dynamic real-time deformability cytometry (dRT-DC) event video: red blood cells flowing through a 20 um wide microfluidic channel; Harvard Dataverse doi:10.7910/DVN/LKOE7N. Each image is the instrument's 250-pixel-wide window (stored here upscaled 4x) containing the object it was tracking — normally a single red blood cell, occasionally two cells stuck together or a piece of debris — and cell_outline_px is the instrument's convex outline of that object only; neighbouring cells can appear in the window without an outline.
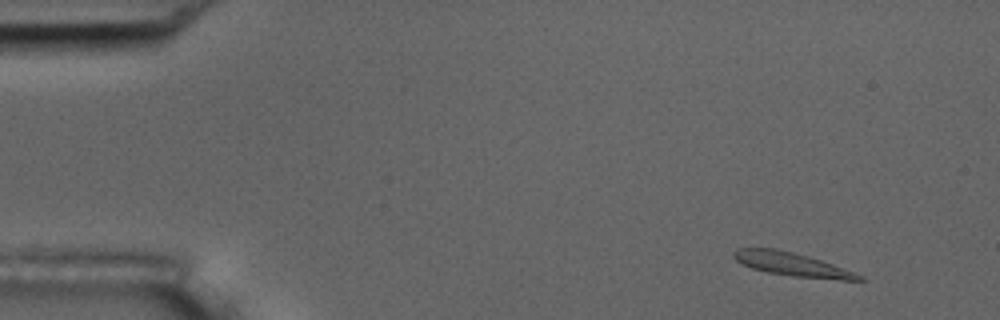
{"species": "common noctule bat (a hibernating species)", "species_latin": "Nyctalus noctula", "temperature_condition": "room temperature", "stored_images_in_passage": 4, "camera_frame_rate_fps": 3000, "um_per_image_px": 0.085, "animal": {"sex": "male", "body_mass_g": 17.5, "forearm_length_mm": 52.3}, "frame": {"image": 1, "passage_image": 1, "time_ms": 0.0, "image_size_px": [1000, 320], "cell_outline_px": [[868, 280], [840, 280], [796, 276], [768, 272], [752, 268], [736, 260], [732, 256], [732, 252], [736, 248], [776, 248], [808, 256], [856, 272], [864, 276]], "centroid_in_image_um": [67.35, 22.46], "position_along_channel_um": 17.7, "area_um2": 17.05}}
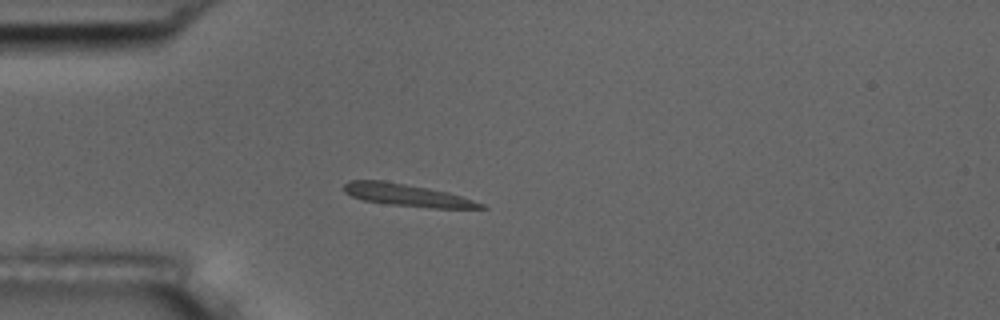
{"frame": {"image": 2, "passage_image": 4, "time_ms": 3.333, "image_size_px": [1000, 320], "cell_outline_px": [[488, 208], [432, 208], [392, 204], [364, 200], [352, 196], [344, 192], [344, 184], [348, 180], [384, 180], [428, 188], [448, 192], [484, 204]], "centroid_in_image_um": [34.57, 16.57], "position_along_channel_um": 50.4, "area_um2": 17.46}}